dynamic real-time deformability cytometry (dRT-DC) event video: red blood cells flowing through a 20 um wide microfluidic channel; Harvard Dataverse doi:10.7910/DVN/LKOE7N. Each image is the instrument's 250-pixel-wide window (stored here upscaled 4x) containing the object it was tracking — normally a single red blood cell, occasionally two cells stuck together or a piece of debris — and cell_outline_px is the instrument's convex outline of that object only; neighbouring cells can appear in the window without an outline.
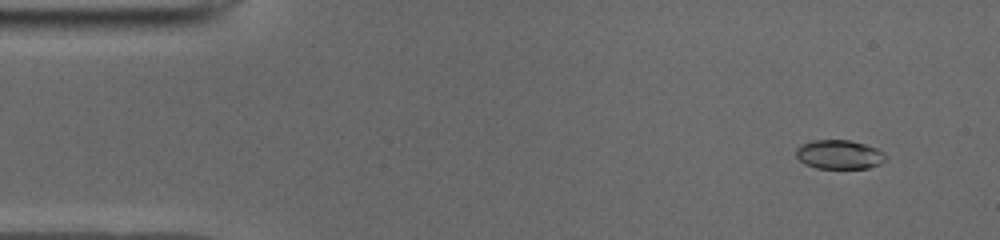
{"species": "common noctule bat (a hibernating species)", "species_latin": "Nyctalus noctula", "temperature_condition": "cold", "stored_images_in_passage": 51, "camera_frame_rate_fps": 3000, "um_per_image_px": 0.085, "animal": {"sex": "male", "body_mass_g": 19.0, "forearm_length_mm": 50.8}, "frame": {"image": 1, "passage_image": 4, "time_ms": 1.0, "image_size_px": [1000, 240], "cell_outline_px": [[888, 156], [880, 164], [868, 168], [816, 168], [804, 164], [796, 156], [796, 148], [800, 144], [812, 140], [848, 140], [864, 144], [876, 148], [884, 152]], "centroid_in_image_um": [71.32, 13.13], "position_along_channel_um": 13.7, "area_um2": 15.26}}
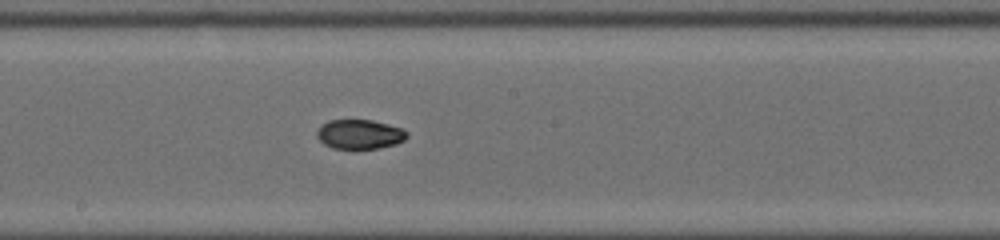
{"frame": {"image": 2, "passage_image": 27, "time_ms": 8.667, "image_size_px": [1000, 240], "cell_outline_px": [[408, 136], [404, 140], [396, 144], [380, 148], [332, 148], [324, 144], [316, 136], [316, 132], [328, 120], [372, 120], [388, 124], [400, 128], [408, 132]], "centroid_in_image_um": [30.59, 11.41], "position_along_channel_um": 217.6, "area_um2": 15.32}}
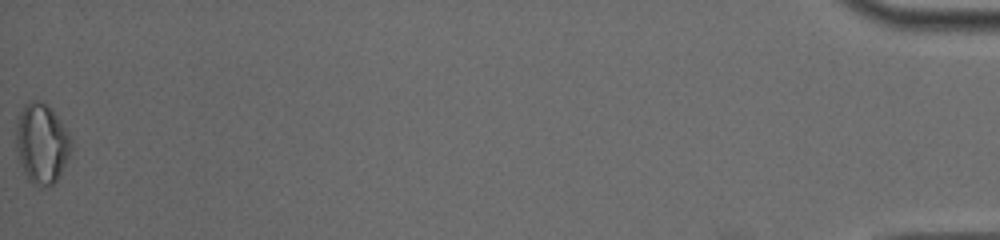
{"frame": {"image": 3, "passage_image": 51, "time_ms": 16.667, "image_size_px": [1000, 240], "cell_outline_px": [[72, 144], [68, 156], [56, 180], [48, 188], [36, 188], [28, 180], [20, 164], [16, 148], [16, 120], [24, 104], [32, 100], [44, 100], [52, 108], [68, 132]], "centroid_in_image_um": [3.51, 12.18], "position_along_channel_um": 431.7, "area_um2": 26.01}, "authors_computed_cell_mechanics": {"area_um2": 16.0106, "velocity_mm_per_s": 3.9604, "shape_relaxation_time_tau1_ms": null, "shape_relaxation_time_tau2_ms": 3.2584, "deformation_change_tau1": null, "deformation_change_tau2": 0.0551}}